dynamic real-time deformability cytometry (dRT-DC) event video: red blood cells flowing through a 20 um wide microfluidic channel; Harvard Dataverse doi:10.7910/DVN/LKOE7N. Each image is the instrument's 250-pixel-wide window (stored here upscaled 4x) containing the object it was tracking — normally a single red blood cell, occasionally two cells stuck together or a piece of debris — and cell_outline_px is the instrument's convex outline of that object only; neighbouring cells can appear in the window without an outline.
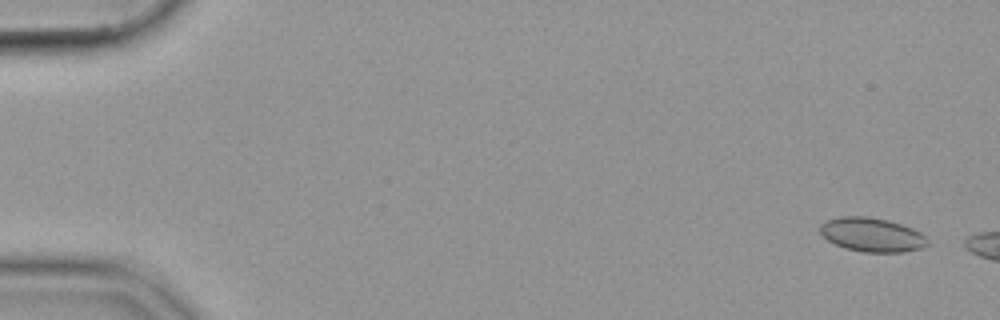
{"species": "common noctule bat (a hibernating species)", "species_latin": "Nyctalus noctula", "temperature_condition": "cold", "stored_images_in_passage": 12, "camera_frame_rate_fps": 3000, "um_per_image_px": 0.085, "animal": {"sex": "female", "body_mass_g": 19.9}, "frame": {"image": 1, "passage_image": 3, "time_ms": 0.667, "image_size_px": [1000, 320], "cell_outline_px": [[928, 244], [920, 248], [904, 252], [864, 252], [844, 248], [828, 240], [820, 232], [820, 224], [828, 220], [840, 216], [868, 216], [888, 220], [912, 228], [920, 232], [928, 240]], "centroid_in_image_um": [74.11, 19.95], "position_along_channel_um": 10.9, "area_um2": 21.21}}